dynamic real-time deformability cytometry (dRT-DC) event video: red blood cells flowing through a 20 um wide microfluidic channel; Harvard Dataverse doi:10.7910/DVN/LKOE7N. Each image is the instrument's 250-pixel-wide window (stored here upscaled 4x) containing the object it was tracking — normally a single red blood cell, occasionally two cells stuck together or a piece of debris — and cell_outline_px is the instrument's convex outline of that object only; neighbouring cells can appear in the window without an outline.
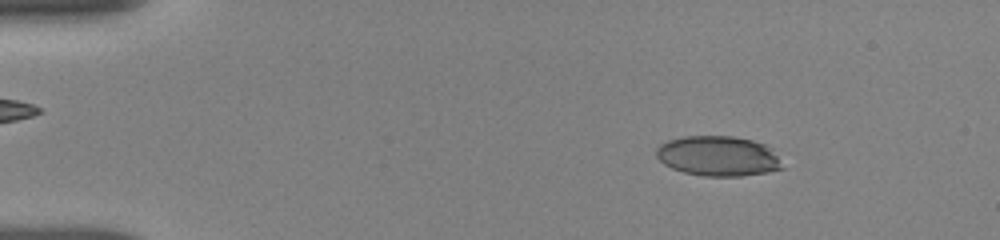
{"species": "human", "species_latin": "Homo sapiens", "temperature_condition": "room temperature", "stored_images_in_passage": 51, "camera_frame_rate_fps": 3000, "um_per_image_px": 0.085, "donor": {"sex": "female"}, "frame": {"image": 1, "passage_image": 5, "time_ms": 1.667, "image_size_px": [1000, 240], "cell_outline_px": [[784, 168], [768, 172], [740, 176], [704, 176], [684, 172], [672, 168], [664, 164], [656, 156], [656, 148], [660, 144], [668, 140], [684, 136], [732, 136], [752, 140], [764, 144], [772, 148]], "centroid_in_image_um": [61.03, 13.26], "position_along_channel_um": 24.0, "area_um2": 29.42}}
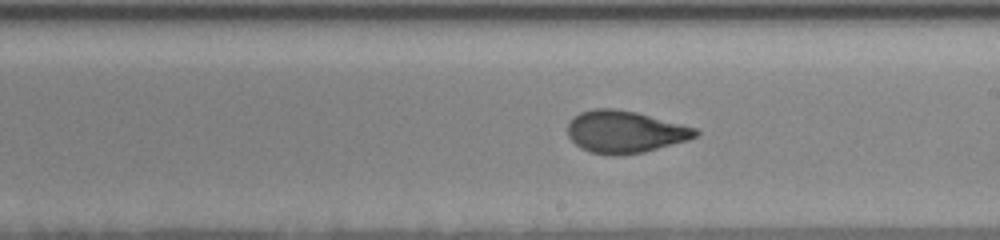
{"frame": {"image": 2, "passage_image": 28, "time_ms": 9.333, "image_size_px": [1000, 240], "cell_outline_px": [[700, 132], [696, 136], [688, 140], [644, 152], [608, 156], [588, 152], [580, 148], [568, 136], [568, 124], [580, 112], [596, 108], [612, 108], [636, 112], [696, 128]], "centroid_in_image_um": [53.11, 11.22], "position_along_channel_um": 235.9, "area_um2": 31.27}}
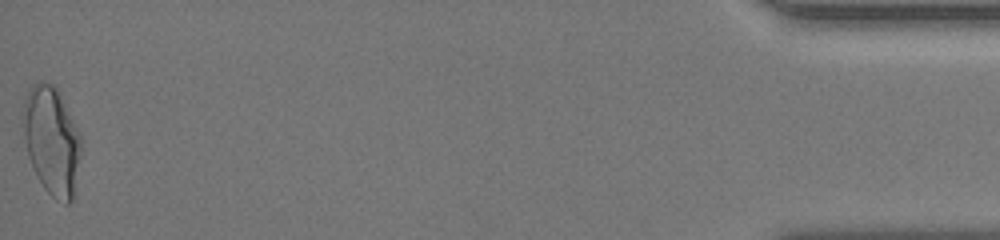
{"frame": {"image": 3, "passage_image": 51, "time_ms": 16.667, "image_size_px": [1000, 240], "cell_outline_px": [[80, 156], [72, 200], [68, 204], [64, 204], [56, 200], [44, 188], [32, 168], [28, 156], [24, 136], [20, 112], [28, 88], [32, 84], [40, 80], [52, 84], [56, 88], [80, 132]], "centroid_in_image_um": [4.35, 11.92], "position_along_channel_um": 430.8, "area_um2": 36.76}, "authors_computed_cell_mechanics": {"area_um2": 31.501, "velocity_mm_per_s": 3.865, "shape_relaxation_time_tau1_ms": 5.8805, "shape_relaxation_time_tau2_ms": 0.8377, "deformation_change_tau1": 0.1884, "deformation_change_tau2": 0.061}}